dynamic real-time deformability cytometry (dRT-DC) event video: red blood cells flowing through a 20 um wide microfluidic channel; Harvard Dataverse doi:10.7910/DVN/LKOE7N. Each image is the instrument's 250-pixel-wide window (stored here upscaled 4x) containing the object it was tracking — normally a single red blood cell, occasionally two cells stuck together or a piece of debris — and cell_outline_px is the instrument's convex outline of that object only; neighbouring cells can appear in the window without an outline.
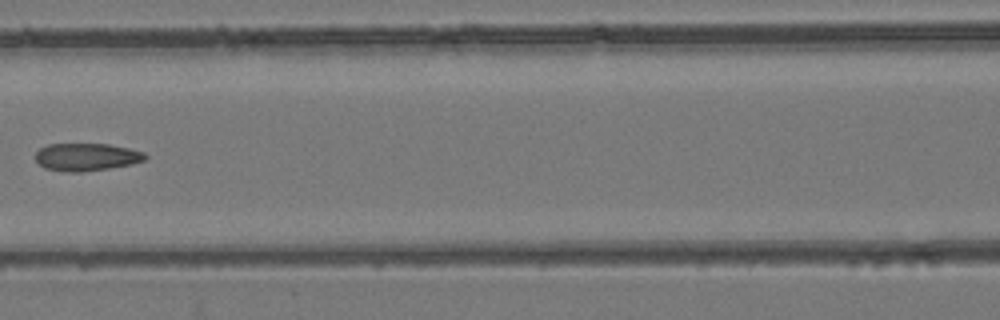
{"species": "common noctule bat (a hibernating species)", "species_latin": "Nyctalus noctula", "temperature_condition": "room temperature", "stored_images_in_passage": 7, "camera_frame_rate_fps": 3000, "um_per_image_px": 0.085, "animal": {"sex": "female", "body_mass_g": 24.6, "forearm_length_mm": 56.2}, "frame": {"image": 1, "passage_image": 7, "time_ms": 2.0, "image_size_px": [1000, 320], "cell_outline_px": [[148, 156], [144, 160], [132, 164], [108, 168], [80, 172], [64, 172], [44, 168], [36, 160], [36, 152], [40, 148], [48, 144], [108, 144], [128, 148], [144, 152]], "centroid_in_image_um": [7.34, 13.34], "position_along_channel_um": 159.3, "area_um2": 17.63}}